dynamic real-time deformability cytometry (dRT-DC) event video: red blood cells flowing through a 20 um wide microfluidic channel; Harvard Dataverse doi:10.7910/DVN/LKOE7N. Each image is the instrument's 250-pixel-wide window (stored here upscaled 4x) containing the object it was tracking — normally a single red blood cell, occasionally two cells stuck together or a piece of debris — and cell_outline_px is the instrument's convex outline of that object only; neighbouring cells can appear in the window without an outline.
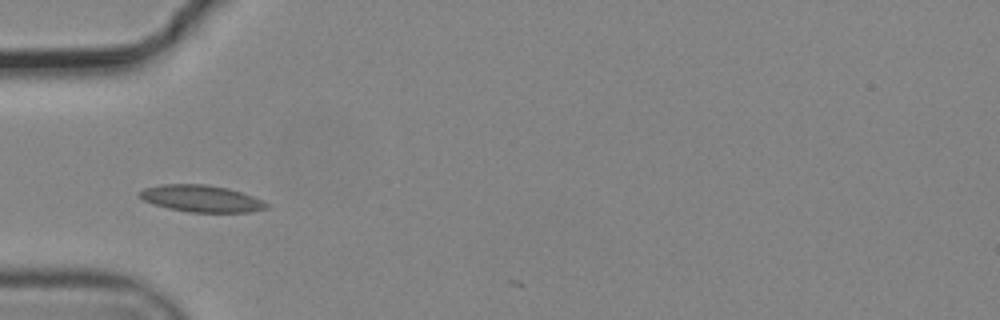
{"species": "common noctule bat (a hibernating species)", "species_latin": "Nyctalus noctula", "temperature_condition": "cold", "stored_images_in_passage": 3, "camera_frame_rate_fps": 3000, "um_per_image_px": 0.085, "animal": {"sex": "male", "body_mass_g": 19.2, "forearm_length_mm": 51.8}, "frame": {"image": 1, "passage_image": 1, "time_ms": 0.0, "image_size_px": [1000, 320], "cell_outline_px": [[268, 208], [248, 212], [188, 212], [168, 208], [152, 204], [136, 196], [136, 192], [144, 188], [160, 184], [204, 184], [228, 188], [252, 196], [268, 204]], "centroid_in_image_um": [17.02, 16.87], "position_along_channel_um": 68.0, "area_um2": 19.88}}